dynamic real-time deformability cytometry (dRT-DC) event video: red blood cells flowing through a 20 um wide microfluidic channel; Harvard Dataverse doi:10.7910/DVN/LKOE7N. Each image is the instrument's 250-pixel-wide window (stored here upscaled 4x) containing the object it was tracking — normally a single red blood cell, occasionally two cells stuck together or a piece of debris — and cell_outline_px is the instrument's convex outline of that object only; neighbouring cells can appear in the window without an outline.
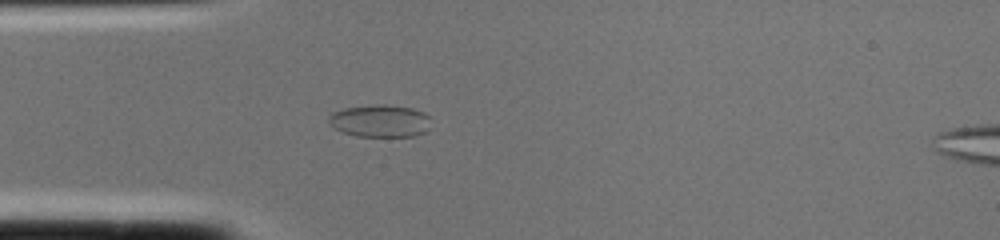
{"species": "common noctule bat (a hibernating species)", "species_latin": "Nyctalus noctula", "temperature_condition": "cold", "stored_images_in_passage": 3, "camera_frame_rate_fps": 3000, "um_per_image_px": 0.085, "animal": {"sex": "female", "body_mass_g": 22.0, "forearm_length_mm": 56.7}, "frame": {"image": 1, "passage_image": 2, "time_ms": 0.333, "image_size_px": [1000, 240], "cell_outline_px": [[428, 128], [424, 132], [416, 136], [356, 136], [344, 132], [328, 124], [328, 116], [332, 112], [344, 108], [376, 104], [384, 104], [412, 108], [424, 112], [428, 116]], "centroid_in_image_um": [32.27, 10.27], "position_along_channel_um": 52.7, "area_um2": 19.25}}